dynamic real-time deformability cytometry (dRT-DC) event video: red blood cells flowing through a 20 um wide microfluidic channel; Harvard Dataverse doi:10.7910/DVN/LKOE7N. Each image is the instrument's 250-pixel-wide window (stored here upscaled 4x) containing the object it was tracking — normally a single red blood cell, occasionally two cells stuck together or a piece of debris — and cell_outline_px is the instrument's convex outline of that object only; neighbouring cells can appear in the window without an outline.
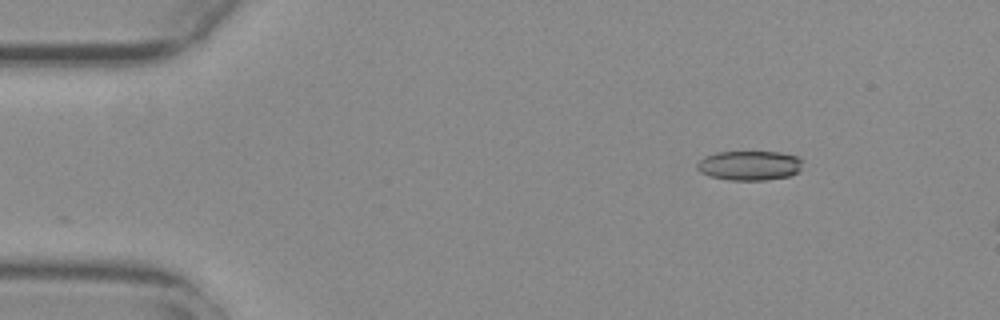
{"species": "common noctule bat (a hibernating species)", "species_latin": "Nyctalus noctula", "temperature_condition": "warm", "stored_images_in_passage": 8, "camera_frame_rate_fps": 3000, "um_per_image_px": 0.085, "animal": {"sex": "female", "body_mass_g": 29.2, "forearm_length_mm": 56.3}, "frame": {"image": 1, "passage_image": 2, "time_ms": 0.333, "image_size_px": [1000, 320], "cell_outline_px": [[804, 160], [800, 172], [788, 176], [764, 180], [728, 180], [708, 176], [700, 172], [696, 168], [696, 164], [704, 156], [716, 152], [780, 152], [796, 156]], "centroid_in_image_um": [63.71, 14.07], "position_along_channel_um": 21.3, "area_um2": 18.44}}